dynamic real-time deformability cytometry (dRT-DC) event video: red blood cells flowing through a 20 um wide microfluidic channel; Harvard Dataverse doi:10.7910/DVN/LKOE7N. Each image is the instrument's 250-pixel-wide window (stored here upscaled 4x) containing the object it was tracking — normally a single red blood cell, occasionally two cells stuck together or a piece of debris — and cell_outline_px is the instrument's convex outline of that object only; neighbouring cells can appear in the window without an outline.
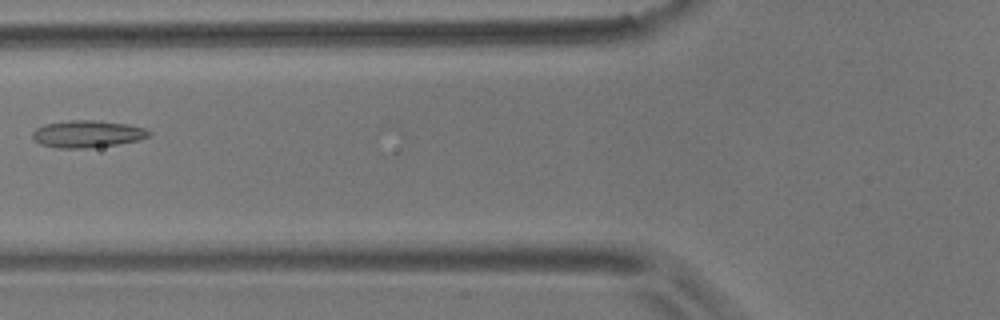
{"species": "common noctule bat (a hibernating species)", "species_latin": "Nyctalus noctula", "temperature_condition": "room temperature", "stored_images_in_passage": 7, "camera_frame_rate_fps": 3000, "um_per_image_px": 0.085, "animal": {"sex": "male", "body_mass_g": 17.9}, "frame": {"image": 1, "passage_image": 5, "time_ms": 1.333, "image_size_px": [1000, 320], "cell_outline_px": [[152, 132], [148, 136], [140, 140], [116, 144], [88, 148], [56, 148], [40, 144], [32, 136], [32, 132], [36, 128], [44, 124], [68, 120], [92, 120], [128, 124], [144, 128]], "centroid_in_image_um": [7.41, 11.38], "position_along_channel_um": 118.4, "area_um2": 18.38}}
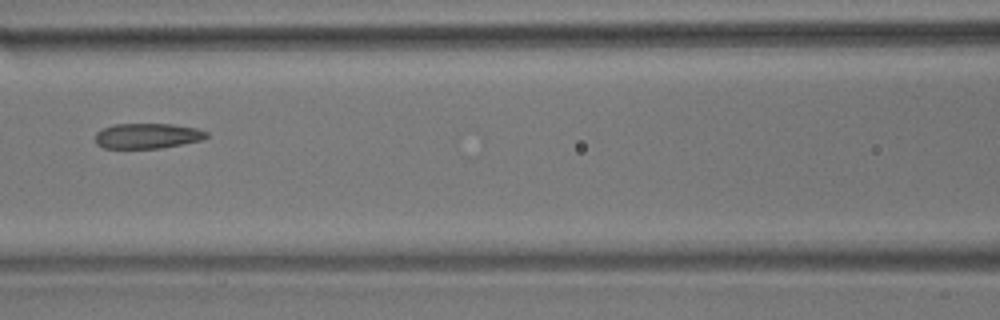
{"frame": {"image": 2, "passage_image": 6, "time_ms": 1.667, "image_size_px": [1000, 320], "cell_outline_px": [[208, 136], [200, 140], [160, 148], [104, 148], [96, 144], [96, 132], [112, 124], [172, 124], [196, 128], [208, 132]], "centroid_in_image_um": [12.5, 11.54], "position_along_channel_um": 154.1, "area_um2": 16.24}}
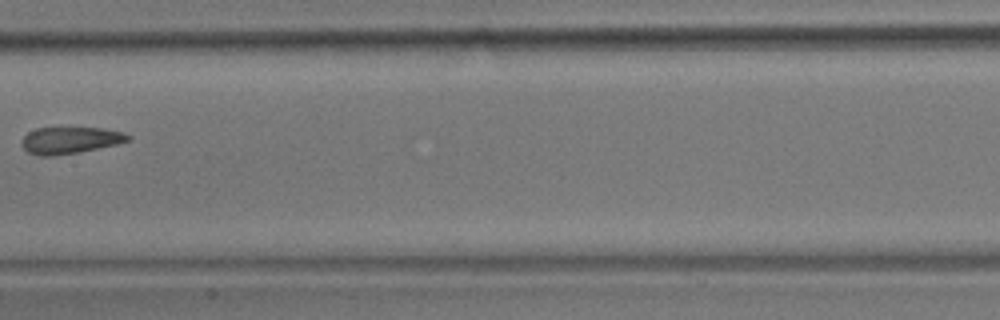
{"frame": {"image": 3, "passage_image": 7, "time_ms": 2.0, "image_size_px": [1000, 320], "cell_outline_px": [[132, 136], [128, 140], [116, 144], [80, 152], [52, 156], [40, 156], [28, 152], [20, 144], [20, 140], [28, 132], [36, 128], [100, 128], [124, 132]], "centroid_in_image_um": [5.92, 11.92], "position_along_channel_um": 201.5, "area_um2": 16.53}}